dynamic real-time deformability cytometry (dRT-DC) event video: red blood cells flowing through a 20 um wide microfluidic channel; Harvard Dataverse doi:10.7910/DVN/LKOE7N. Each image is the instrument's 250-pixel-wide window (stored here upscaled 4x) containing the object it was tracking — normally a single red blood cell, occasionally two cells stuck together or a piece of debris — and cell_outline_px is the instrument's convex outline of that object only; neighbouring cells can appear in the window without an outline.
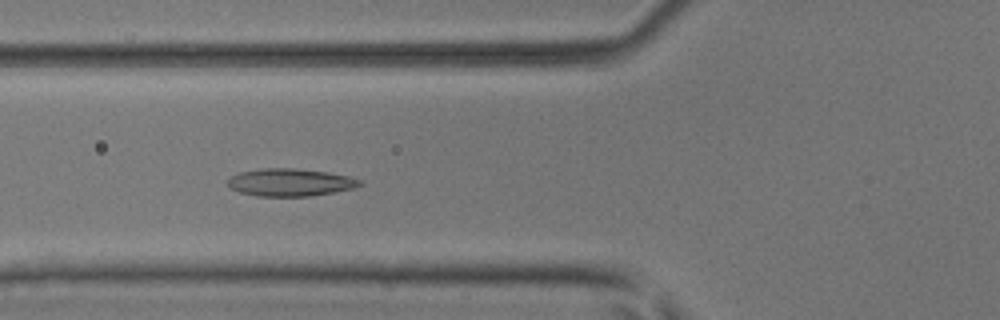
{"species": "common noctule bat (a hibernating species)", "species_latin": "Nyctalus noctula", "temperature_condition": "room temperature", "stored_images_in_passage": 8, "camera_frame_rate_fps": 3000, "um_per_image_px": 0.085, "animal": {"sex": "male", "body_mass_g": 17.9, "forearm_length_mm": 54.2}, "frame": {"image": 1, "passage_image": 6, "time_ms": 1.667, "image_size_px": [1000, 320], "cell_outline_px": [[364, 184], [352, 188], [332, 192], [308, 196], [256, 196], [240, 192], [232, 188], [228, 184], [228, 180], [232, 176], [240, 172], [260, 168], [292, 168], [328, 172], [348, 176], [360, 180]], "centroid_in_image_um": [24.66, 15.49], "position_along_channel_um": 101.1, "area_um2": 20.98}}
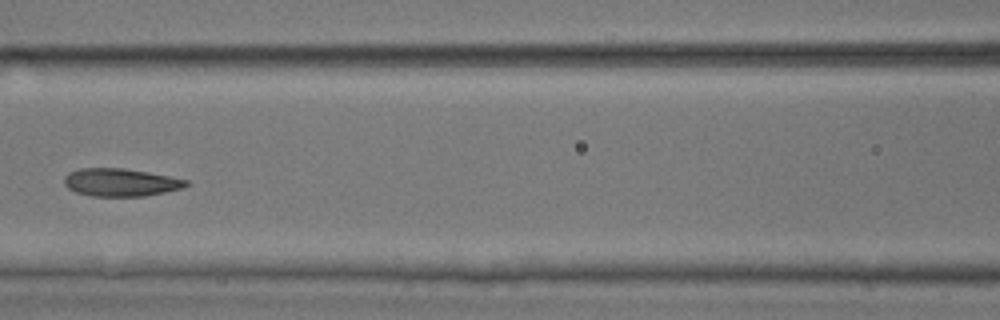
{"frame": {"image": 2, "passage_image": 7, "time_ms": 2.0, "image_size_px": [1000, 320], "cell_outline_px": [[188, 184], [184, 188], [144, 196], [92, 196], [76, 192], [68, 188], [64, 184], [64, 176], [68, 172], [80, 168], [124, 168], [148, 172], [188, 180]], "centroid_in_image_um": [10.23, 15.5], "position_along_channel_um": 156.4, "area_um2": 19.77}}
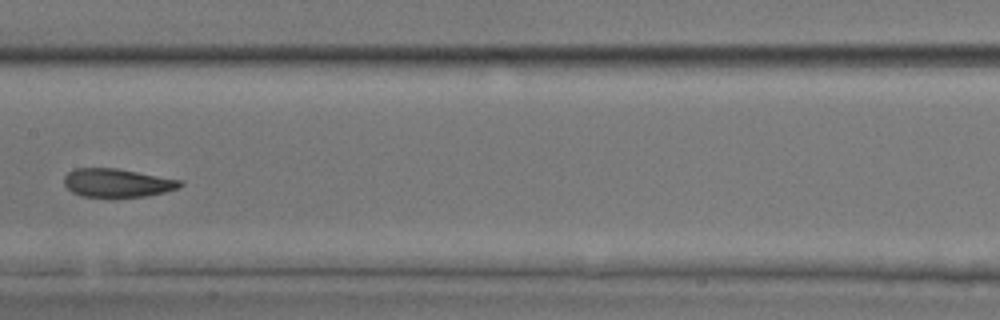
{"frame": {"image": 3, "passage_image": 8, "time_ms": 2.333, "image_size_px": [1000, 320], "cell_outline_px": [[184, 184], [180, 188], [148, 196], [112, 200], [80, 196], [72, 192], [64, 184], [64, 176], [68, 172], [76, 168], [116, 168], [184, 180]], "centroid_in_image_um": [9.99, 15.59], "position_along_channel_um": 197.4, "area_um2": 20.23}}